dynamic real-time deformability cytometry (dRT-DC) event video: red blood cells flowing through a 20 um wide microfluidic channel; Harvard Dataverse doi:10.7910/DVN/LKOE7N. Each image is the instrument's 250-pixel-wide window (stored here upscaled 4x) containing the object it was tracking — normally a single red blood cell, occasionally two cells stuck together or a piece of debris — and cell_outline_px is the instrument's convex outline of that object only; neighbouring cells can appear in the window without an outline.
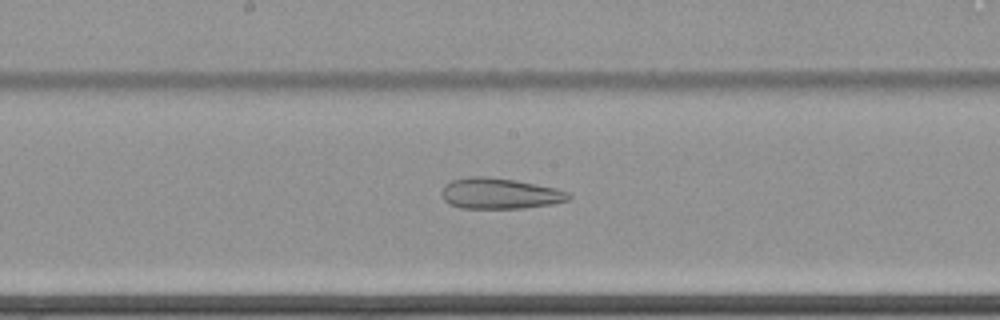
{"species": "common noctule bat (a hibernating species)", "species_latin": "Nyctalus noctula", "temperature_condition": "cold", "stored_images_in_passage": 64, "camera_frame_rate_fps": 3000, "um_per_image_px": 0.085, "animal": {"sex": "female", "body_mass_g": 22.7, "forearm_length_mm": 54.2}, "frame": {"image": 1, "passage_image": 37, "time_ms": 12.0, "image_size_px": [1000, 320], "cell_outline_px": [[572, 196], [568, 200], [552, 204], [524, 208], [460, 208], [448, 204], [444, 200], [440, 192], [444, 184], [452, 180], [468, 176], [484, 176], [516, 180], [556, 188], [568, 192]], "centroid_in_image_um": [42.44, 16.44], "position_along_channel_um": 205.8, "area_um2": 23.0}}
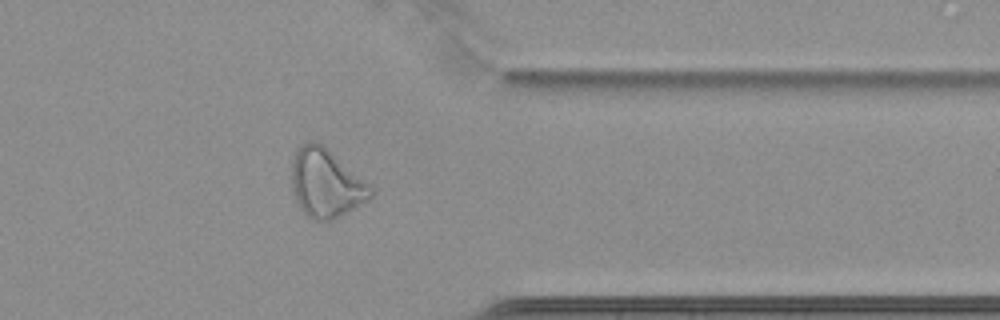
{"frame": {"image": 2, "passage_image": 53, "time_ms": 17.333, "image_size_px": [1000, 320], "cell_outline_px": [[372, 196], [368, 200], [348, 212], [332, 220], [320, 224], [312, 220], [300, 208], [296, 200], [292, 188], [292, 160], [300, 144], [308, 140], [316, 140], [368, 184], [372, 188]], "centroid_in_image_um": [27.66, 15.62], "position_along_channel_um": 383.7, "area_um2": 31.27}}